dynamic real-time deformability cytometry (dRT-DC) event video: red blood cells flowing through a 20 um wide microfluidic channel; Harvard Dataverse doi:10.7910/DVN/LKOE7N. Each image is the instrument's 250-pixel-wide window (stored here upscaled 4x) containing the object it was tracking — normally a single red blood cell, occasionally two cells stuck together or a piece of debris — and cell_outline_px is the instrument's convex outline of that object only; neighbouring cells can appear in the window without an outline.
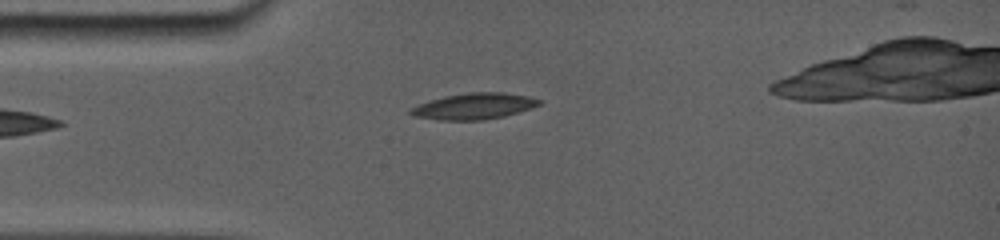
{"species": "common noctule bat (a hibernating species)", "species_latin": "Nyctalus noctula", "temperature_condition": "room temperature", "stored_images_in_passage": 21, "camera_frame_rate_fps": 5000, "um_per_image_px": 0.085, "animal": {"sex": "female", "body_mass_g": 19.0, "forearm_length_mm": 56.7}, "frame": {"image": 1, "passage_image": 1, "time_ms": 0.0, "image_size_px": [1000, 240], "cell_outline_px": [[544, 100], [540, 104], [504, 116], [480, 120], [440, 120], [416, 116], [408, 112], [412, 108], [420, 104], [444, 96], [468, 92], [504, 92], [528, 96]], "centroid_in_image_um": [40.32, 9.01], "position_along_channel_um": 44.7, "area_um2": 19.25}}
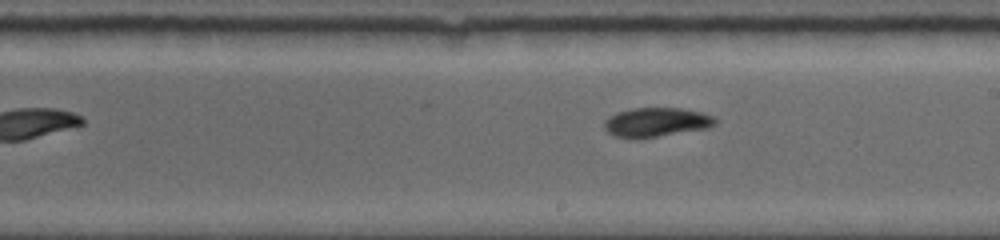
{"frame": {"image": 2, "passage_image": 10, "time_ms": 5.2, "image_size_px": [1000, 240], "cell_outline_px": [[716, 124], [708, 128], [636, 140], [616, 136], [608, 132], [604, 128], [604, 120], [608, 116], [616, 112], [632, 108], [680, 108], [700, 112], [712, 116], [716, 120]], "centroid_in_image_um": [55.73, 10.4], "position_along_channel_um": 233.3, "area_um2": 19.07}}
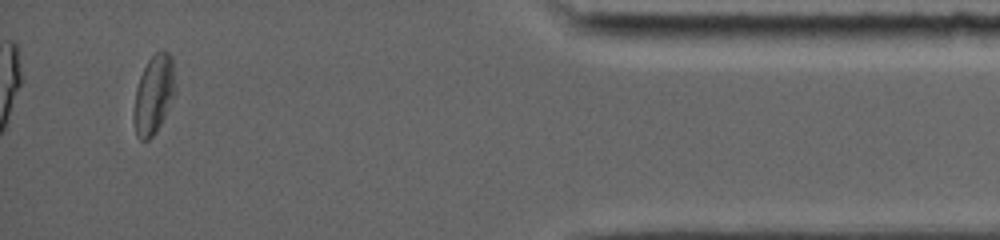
{"frame": {"image": 3, "passage_image": 20, "time_ms": 11.2, "image_size_px": [1000, 240], "cell_outline_px": [[176, 92], [156, 132], [148, 140], [140, 140], [136, 136], [132, 120], [132, 116], [136, 88], [140, 76], [148, 60], [156, 52], [168, 52], [172, 56], [176, 84]], "centroid_in_image_um": [13.06, 8.06], "position_along_channel_um": 422.1, "area_um2": 19.25}}